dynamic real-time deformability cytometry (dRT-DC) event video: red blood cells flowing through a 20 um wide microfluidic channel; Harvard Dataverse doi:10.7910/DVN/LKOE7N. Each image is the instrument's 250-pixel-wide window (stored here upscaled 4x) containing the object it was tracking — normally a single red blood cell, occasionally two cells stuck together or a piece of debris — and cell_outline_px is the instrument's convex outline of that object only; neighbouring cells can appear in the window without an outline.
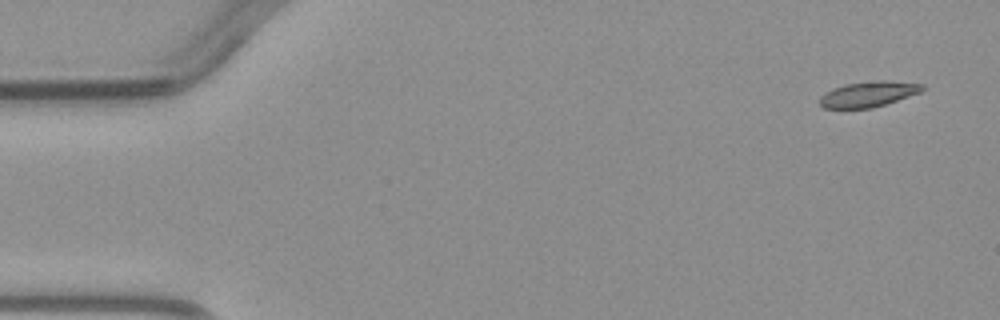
{"species": "common noctule bat (a hibernating species)", "species_latin": "Nyctalus noctula", "temperature_condition": "warm", "stored_images_in_passage": 4, "camera_frame_rate_fps": 3000, "um_per_image_px": 0.085, "animal": {"sex": "male", "body_mass_g": 23.1, "forearm_length_mm": 52.7}, "frame": {"image": 1, "passage_image": 1, "time_ms": 0.0, "image_size_px": [1000, 320], "cell_outline_px": [[924, 88], [920, 92], [872, 108], [824, 108], [820, 104], [820, 96], [832, 88], [844, 84], [876, 80], [884, 80], [924, 84]], "centroid_in_image_um": [73.78, 7.99], "position_along_channel_um": 11.2, "area_um2": 15.09}}
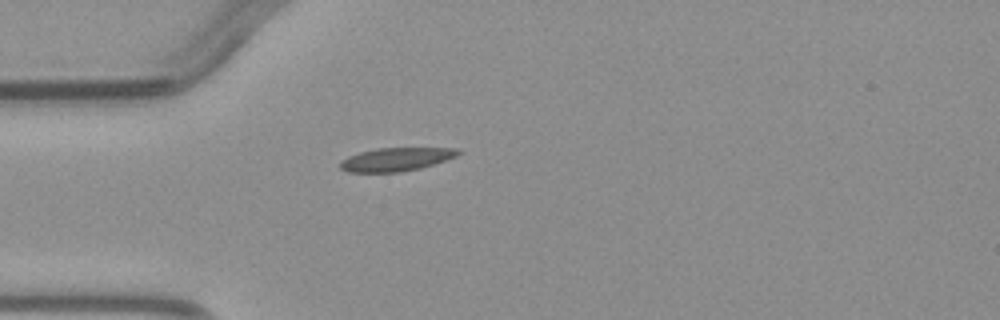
{"frame": {"image": 2, "passage_image": 4, "time_ms": 3.667, "image_size_px": [1000, 320], "cell_outline_px": [[464, 152], [456, 156], [420, 168], [400, 172], [348, 172], [340, 168], [340, 160], [348, 156], [360, 152], [376, 148], [460, 148]], "centroid_in_image_um": [33.66, 13.53], "position_along_channel_um": 51.3, "area_um2": 16.07}}